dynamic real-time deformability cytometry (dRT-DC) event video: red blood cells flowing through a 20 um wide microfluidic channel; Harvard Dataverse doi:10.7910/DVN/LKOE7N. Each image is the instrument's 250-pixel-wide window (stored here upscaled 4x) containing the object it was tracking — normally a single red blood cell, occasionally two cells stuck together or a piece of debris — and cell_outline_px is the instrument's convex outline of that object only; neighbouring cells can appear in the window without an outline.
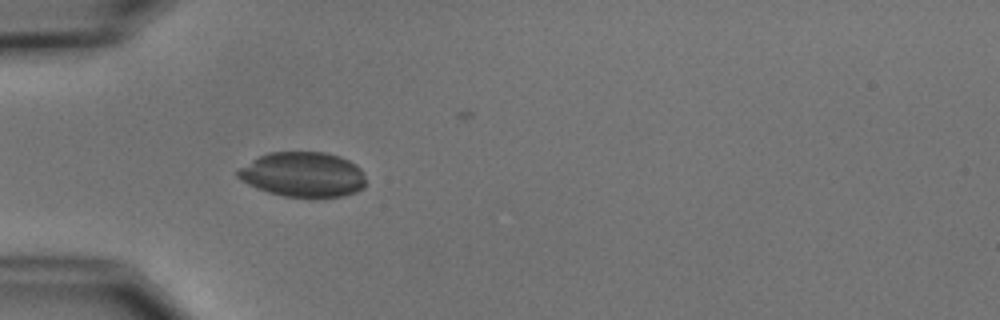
{"species": "common noctule bat (a hibernating species)", "species_latin": "Nyctalus noctula", "temperature_condition": "cold", "stored_images_in_passage": 5, "camera_frame_rate_fps": 3000, "um_per_image_px": 0.085, "animal": {"sex": "male", "body_mass_g": 15.6}, "frame": {"image": 1, "passage_image": 5, "time_ms": 4.667, "image_size_px": [1000, 320], "cell_outline_px": [[364, 188], [356, 192], [344, 196], [284, 196], [268, 192], [256, 188], [240, 180], [236, 176], [236, 172], [240, 168], [252, 160], [268, 152], [324, 152], [340, 156], [356, 164], [364, 172]], "centroid_in_image_um": [25.76, 14.82], "position_along_channel_um": 59.2, "area_um2": 33.41}}